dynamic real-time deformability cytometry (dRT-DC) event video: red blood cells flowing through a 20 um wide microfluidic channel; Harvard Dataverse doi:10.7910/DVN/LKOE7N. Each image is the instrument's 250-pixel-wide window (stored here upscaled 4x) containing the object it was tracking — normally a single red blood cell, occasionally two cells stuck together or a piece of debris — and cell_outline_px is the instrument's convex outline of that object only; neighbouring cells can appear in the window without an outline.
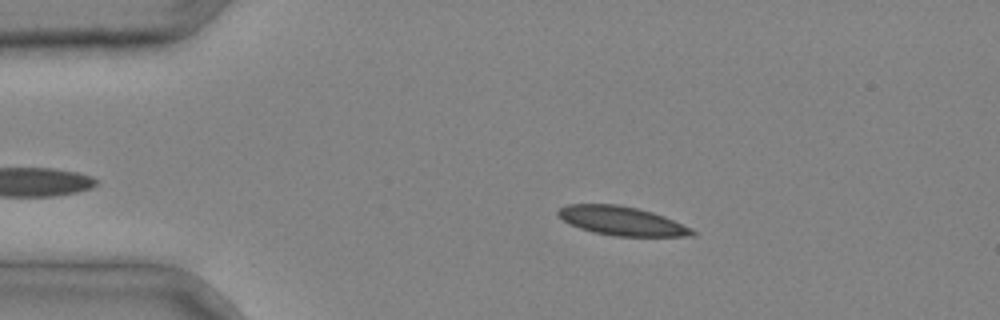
{"species": "common noctule bat (a hibernating species)", "species_latin": "Nyctalus noctula", "temperature_condition": "cold", "stored_images_in_passage": 3, "camera_frame_rate_fps": 3000, "um_per_image_px": 0.085, "animal": {"sex": "male", "body_mass_g": 20.4}, "frame": {"image": 1, "passage_image": 2, "time_ms": 0.333, "image_size_px": [1000, 320], "cell_outline_px": [[696, 236], [616, 236], [592, 232], [580, 228], [564, 220], [556, 212], [560, 208], [568, 204], [620, 204], [652, 212], [664, 216], [692, 228], [696, 232]], "centroid_in_image_um": [52.88, 18.78], "position_along_channel_um": 32.1, "area_um2": 22.48}}